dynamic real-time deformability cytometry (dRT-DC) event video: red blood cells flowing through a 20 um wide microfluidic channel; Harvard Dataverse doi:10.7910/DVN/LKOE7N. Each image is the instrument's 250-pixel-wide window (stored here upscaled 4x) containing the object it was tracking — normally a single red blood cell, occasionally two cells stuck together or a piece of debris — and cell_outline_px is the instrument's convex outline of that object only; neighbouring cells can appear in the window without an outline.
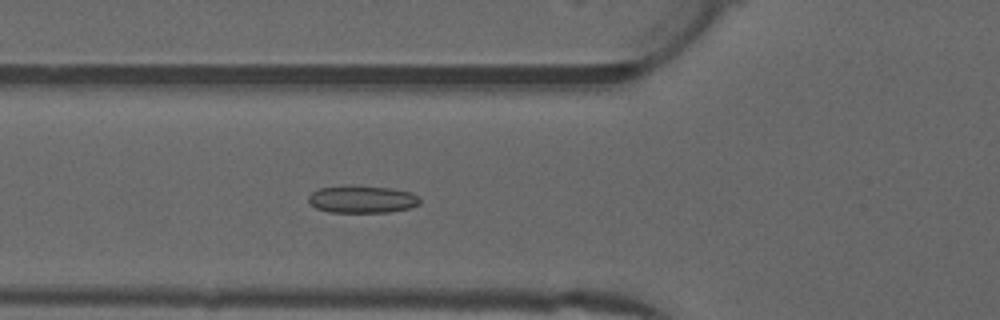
{"species": "common noctule bat (a hibernating species)", "species_latin": "Nyctalus noctula", "temperature_condition": "warm", "stored_images_in_passage": 46, "camera_frame_rate_fps": 3000, "um_per_image_px": 0.085, "animal": {"sex": "male", "forearm_length_mm": 52.5}, "frame": {"image": 1, "passage_image": 18, "time_ms": 5.667, "image_size_px": [1000, 320], "cell_outline_px": [[420, 204], [408, 208], [388, 212], [328, 212], [316, 208], [308, 200], [308, 196], [312, 192], [320, 188], [348, 184], [392, 188], [412, 192], [420, 200]], "centroid_in_image_um": [30.76, 16.92], "position_along_channel_um": 95.0, "area_um2": 17.98}}
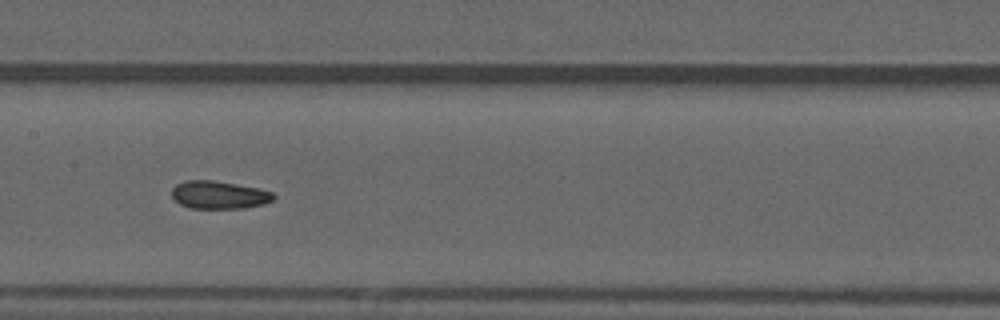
{"frame": {"image": 2, "passage_image": 25, "time_ms": 8.0, "image_size_px": [1000, 320], "cell_outline_px": [[276, 196], [272, 200], [264, 204], [244, 208], [192, 208], [180, 204], [172, 196], [172, 188], [176, 184], [184, 180], [212, 180], [260, 188], [272, 192]], "centroid_in_image_um": [18.62, 16.56], "position_along_channel_um": 188.8, "area_um2": 16.53}}
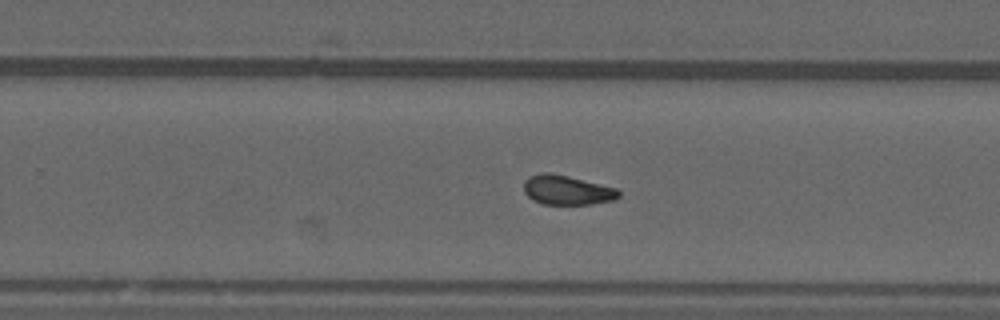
{"frame": {"image": 3, "passage_image": 32, "time_ms": 10.333, "image_size_px": [1000, 320], "cell_outline_px": [[620, 196], [612, 200], [588, 204], [544, 204], [532, 200], [524, 192], [524, 180], [528, 176], [540, 172], [548, 172], [568, 176], [616, 188], [620, 192]], "centroid_in_image_um": [48.14, 16.14], "position_along_channel_um": 281.7, "area_um2": 16.24}, "authors_computed_cell_mechanics": {"area_um2": 16.7331, "velocity_mm_per_s": 4.0016, "shape_relaxation_time_tau1_ms": null, "shape_relaxation_time_tau2_ms": 2.4995, "deformation_change_tau1": null, "deformation_change_tau2": 0.0828}}